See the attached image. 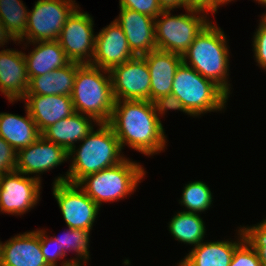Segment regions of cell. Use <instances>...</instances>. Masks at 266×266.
Segmentation results:
<instances>
[{"label":"cell","instance_id":"6da1fadb","mask_svg":"<svg viewBox=\"0 0 266 266\" xmlns=\"http://www.w3.org/2000/svg\"><path fill=\"white\" fill-rule=\"evenodd\" d=\"M122 149L125 145L145 155H155L167 143L163 125L149 100H118L108 122Z\"/></svg>","mask_w":266,"mask_h":266},{"label":"cell","instance_id":"7a4b0ae2","mask_svg":"<svg viewBox=\"0 0 266 266\" xmlns=\"http://www.w3.org/2000/svg\"><path fill=\"white\" fill-rule=\"evenodd\" d=\"M97 125L99 128L86 135L77 150L74 147L68 152V159L73 158L70 168L66 176H58L53 184H77L86 175L113 167L126 159L121 155L122 147L111 125L108 122Z\"/></svg>","mask_w":266,"mask_h":266},{"label":"cell","instance_id":"3957f363","mask_svg":"<svg viewBox=\"0 0 266 266\" xmlns=\"http://www.w3.org/2000/svg\"><path fill=\"white\" fill-rule=\"evenodd\" d=\"M226 35L209 22L182 55V62L230 94L229 49Z\"/></svg>","mask_w":266,"mask_h":266},{"label":"cell","instance_id":"277c9868","mask_svg":"<svg viewBox=\"0 0 266 266\" xmlns=\"http://www.w3.org/2000/svg\"><path fill=\"white\" fill-rule=\"evenodd\" d=\"M71 99L75 112L86 114L98 123L109 122L115 103L110 72L91 64L77 63Z\"/></svg>","mask_w":266,"mask_h":266},{"label":"cell","instance_id":"5b68a950","mask_svg":"<svg viewBox=\"0 0 266 266\" xmlns=\"http://www.w3.org/2000/svg\"><path fill=\"white\" fill-rule=\"evenodd\" d=\"M145 172L140 164L126 158L118 165L86 175L77 184L101 207L102 202L118 201L133 194Z\"/></svg>","mask_w":266,"mask_h":266},{"label":"cell","instance_id":"8992f818","mask_svg":"<svg viewBox=\"0 0 266 266\" xmlns=\"http://www.w3.org/2000/svg\"><path fill=\"white\" fill-rule=\"evenodd\" d=\"M171 93L193 117L206 112L222 111L229 97L213 81L183 62L176 70Z\"/></svg>","mask_w":266,"mask_h":266},{"label":"cell","instance_id":"52a82bcc","mask_svg":"<svg viewBox=\"0 0 266 266\" xmlns=\"http://www.w3.org/2000/svg\"><path fill=\"white\" fill-rule=\"evenodd\" d=\"M170 11L164 9L155 19L156 47L157 50L183 55L210 20L207 14L197 10L186 9L188 14L180 15H171Z\"/></svg>","mask_w":266,"mask_h":266},{"label":"cell","instance_id":"ba28073f","mask_svg":"<svg viewBox=\"0 0 266 266\" xmlns=\"http://www.w3.org/2000/svg\"><path fill=\"white\" fill-rule=\"evenodd\" d=\"M77 8L79 5L75 0H37L29 11L25 35L18 43L24 39L29 43L57 40L67 19Z\"/></svg>","mask_w":266,"mask_h":266},{"label":"cell","instance_id":"9c48e42d","mask_svg":"<svg viewBox=\"0 0 266 266\" xmlns=\"http://www.w3.org/2000/svg\"><path fill=\"white\" fill-rule=\"evenodd\" d=\"M78 9L67 19L57 41L71 62L91 64L96 37L94 21L88 13Z\"/></svg>","mask_w":266,"mask_h":266},{"label":"cell","instance_id":"30bf717a","mask_svg":"<svg viewBox=\"0 0 266 266\" xmlns=\"http://www.w3.org/2000/svg\"><path fill=\"white\" fill-rule=\"evenodd\" d=\"M52 190L67 227L91 231L100 207L78 184L55 183Z\"/></svg>","mask_w":266,"mask_h":266},{"label":"cell","instance_id":"8fae6325","mask_svg":"<svg viewBox=\"0 0 266 266\" xmlns=\"http://www.w3.org/2000/svg\"><path fill=\"white\" fill-rule=\"evenodd\" d=\"M41 180L13 171L0 176V212L23 215L39 201Z\"/></svg>","mask_w":266,"mask_h":266},{"label":"cell","instance_id":"7c38bea8","mask_svg":"<svg viewBox=\"0 0 266 266\" xmlns=\"http://www.w3.org/2000/svg\"><path fill=\"white\" fill-rule=\"evenodd\" d=\"M112 92L118 100H149L151 78L146 60L135 56L110 71Z\"/></svg>","mask_w":266,"mask_h":266},{"label":"cell","instance_id":"4fadbf2b","mask_svg":"<svg viewBox=\"0 0 266 266\" xmlns=\"http://www.w3.org/2000/svg\"><path fill=\"white\" fill-rule=\"evenodd\" d=\"M67 160L68 152L63 147L41 135L35 142L17 152L15 171L27 176L35 174L41 180V173L54 169Z\"/></svg>","mask_w":266,"mask_h":266},{"label":"cell","instance_id":"5bb4252c","mask_svg":"<svg viewBox=\"0 0 266 266\" xmlns=\"http://www.w3.org/2000/svg\"><path fill=\"white\" fill-rule=\"evenodd\" d=\"M134 57L121 26L115 20L96 34L91 65L110 71Z\"/></svg>","mask_w":266,"mask_h":266},{"label":"cell","instance_id":"9a60e30c","mask_svg":"<svg viewBox=\"0 0 266 266\" xmlns=\"http://www.w3.org/2000/svg\"><path fill=\"white\" fill-rule=\"evenodd\" d=\"M115 21L121 26L127 43L135 56H143L157 49L155 19L127 8H120Z\"/></svg>","mask_w":266,"mask_h":266},{"label":"cell","instance_id":"2e32d148","mask_svg":"<svg viewBox=\"0 0 266 266\" xmlns=\"http://www.w3.org/2000/svg\"><path fill=\"white\" fill-rule=\"evenodd\" d=\"M0 266H49L40 247L39 230L0 242Z\"/></svg>","mask_w":266,"mask_h":266},{"label":"cell","instance_id":"e0dca14e","mask_svg":"<svg viewBox=\"0 0 266 266\" xmlns=\"http://www.w3.org/2000/svg\"><path fill=\"white\" fill-rule=\"evenodd\" d=\"M29 86L24 53L17 50L0 51V92L9 102L22 100Z\"/></svg>","mask_w":266,"mask_h":266},{"label":"cell","instance_id":"ac0fdd59","mask_svg":"<svg viewBox=\"0 0 266 266\" xmlns=\"http://www.w3.org/2000/svg\"><path fill=\"white\" fill-rule=\"evenodd\" d=\"M22 100L40 133L75 112L71 96L67 95H25Z\"/></svg>","mask_w":266,"mask_h":266},{"label":"cell","instance_id":"d6986e66","mask_svg":"<svg viewBox=\"0 0 266 266\" xmlns=\"http://www.w3.org/2000/svg\"><path fill=\"white\" fill-rule=\"evenodd\" d=\"M142 57L146 60L151 78L150 101L171 94L176 70L182 63V55L156 49Z\"/></svg>","mask_w":266,"mask_h":266},{"label":"cell","instance_id":"ffe728a7","mask_svg":"<svg viewBox=\"0 0 266 266\" xmlns=\"http://www.w3.org/2000/svg\"><path fill=\"white\" fill-rule=\"evenodd\" d=\"M92 122L98 124L94 118L74 112L71 116L47 127L41 135L69 152L76 147L75 143L80 142L94 129Z\"/></svg>","mask_w":266,"mask_h":266},{"label":"cell","instance_id":"44dd1931","mask_svg":"<svg viewBox=\"0 0 266 266\" xmlns=\"http://www.w3.org/2000/svg\"><path fill=\"white\" fill-rule=\"evenodd\" d=\"M236 241L201 242L192 248L182 261L187 266H229L235 249L244 241L242 230H238Z\"/></svg>","mask_w":266,"mask_h":266},{"label":"cell","instance_id":"7402d4cb","mask_svg":"<svg viewBox=\"0 0 266 266\" xmlns=\"http://www.w3.org/2000/svg\"><path fill=\"white\" fill-rule=\"evenodd\" d=\"M32 44L36 45L34 50L28 55L24 53L29 80L63 68L71 62L57 40L38 41Z\"/></svg>","mask_w":266,"mask_h":266},{"label":"cell","instance_id":"603a6c76","mask_svg":"<svg viewBox=\"0 0 266 266\" xmlns=\"http://www.w3.org/2000/svg\"><path fill=\"white\" fill-rule=\"evenodd\" d=\"M26 108V117L0 113V136L17 152L35 142L41 133Z\"/></svg>","mask_w":266,"mask_h":266},{"label":"cell","instance_id":"cb8c5ba5","mask_svg":"<svg viewBox=\"0 0 266 266\" xmlns=\"http://www.w3.org/2000/svg\"><path fill=\"white\" fill-rule=\"evenodd\" d=\"M77 63L70 62L63 68L53 70L29 80L26 95H67L71 96Z\"/></svg>","mask_w":266,"mask_h":266},{"label":"cell","instance_id":"d4e9b609","mask_svg":"<svg viewBox=\"0 0 266 266\" xmlns=\"http://www.w3.org/2000/svg\"><path fill=\"white\" fill-rule=\"evenodd\" d=\"M169 222V231L179 242L198 246L206 235L204 221L198 213L178 212Z\"/></svg>","mask_w":266,"mask_h":266},{"label":"cell","instance_id":"484cf974","mask_svg":"<svg viewBox=\"0 0 266 266\" xmlns=\"http://www.w3.org/2000/svg\"><path fill=\"white\" fill-rule=\"evenodd\" d=\"M21 0H0V20L11 37L19 42L25 35L29 12Z\"/></svg>","mask_w":266,"mask_h":266},{"label":"cell","instance_id":"4316f807","mask_svg":"<svg viewBox=\"0 0 266 266\" xmlns=\"http://www.w3.org/2000/svg\"><path fill=\"white\" fill-rule=\"evenodd\" d=\"M90 231L82 229H72L69 227L68 231L61 237H54L66 254L68 251H75L77 258L71 260H65L62 262V266H75V265H86L90 259L89 256V239ZM82 260V261H80Z\"/></svg>","mask_w":266,"mask_h":266},{"label":"cell","instance_id":"83f0119b","mask_svg":"<svg viewBox=\"0 0 266 266\" xmlns=\"http://www.w3.org/2000/svg\"><path fill=\"white\" fill-rule=\"evenodd\" d=\"M182 197L179 200L190 213H201L211 207L212 193L210 188L202 181H192L183 188Z\"/></svg>","mask_w":266,"mask_h":266},{"label":"cell","instance_id":"f1b7e54d","mask_svg":"<svg viewBox=\"0 0 266 266\" xmlns=\"http://www.w3.org/2000/svg\"><path fill=\"white\" fill-rule=\"evenodd\" d=\"M244 241L258 253L261 266H266V219L257 225L241 228Z\"/></svg>","mask_w":266,"mask_h":266},{"label":"cell","instance_id":"f546056e","mask_svg":"<svg viewBox=\"0 0 266 266\" xmlns=\"http://www.w3.org/2000/svg\"><path fill=\"white\" fill-rule=\"evenodd\" d=\"M45 233H47L45 229L39 230L42 254L49 266H58L57 261L59 259L62 260L67 254L64 253L63 249H60V246L54 236L48 237Z\"/></svg>","mask_w":266,"mask_h":266},{"label":"cell","instance_id":"4dcf8cb0","mask_svg":"<svg viewBox=\"0 0 266 266\" xmlns=\"http://www.w3.org/2000/svg\"><path fill=\"white\" fill-rule=\"evenodd\" d=\"M229 266H261L258 253L246 241L234 251Z\"/></svg>","mask_w":266,"mask_h":266},{"label":"cell","instance_id":"1f68e13d","mask_svg":"<svg viewBox=\"0 0 266 266\" xmlns=\"http://www.w3.org/2000/svg\"><path fill=\"white\" fill-rule=\"evenodd\" d=\"M119 8H127L156 19L164 10L157 0H119Z\"/></svg>","mask_w":266,"mask_h":266},{"label":"cell","instance_id":"d6a6232c","mask_svg":"<svg viewBox=\"0 0 266 266\" xmlns=\"http://www.w3.org/2000/svg\"><path fill=\"white\" fill-rule=\"evenodd\" d=\"M252 45L256 62L263 70H266V24L262 20L253 35Z\"/></svg>","mask_w":266,"mask_h":266},{"label":"cell","instance_id":"836d02e7","mask_svg":"<svg viewBox=\"0 0 266 266\" xmlns=\"http://www.w3.org/2000/svg\"><path fill=\"white\" fill-rule=\"evenodd\" d=\"M17 151L0 136V176L15 171Z\"/></svg>","mask_w":266,"mask_h":266},{"label":"cell","instance_id":"e575fe53","mask_svg":"<svg viewBox=\"0 0 266 266\" xmlns=\"http://www.w3.org/2000/svg\"><path fill=\"white\" fill-rule=\"evenodd\" d=\"M155 112L158 114H164L168 110H179L187 115H190L181 101L174 94H167L160 96L152 101Z\"/></svg>","mask_w":266,"mask_h":266},{"label":"cell","instance_id":"d590c367","mask_svg":"<svg viewBox=\"0 0 266 266\" xmlns=\"http://www.w3.org/2000/svg\"><path fill=\"white\" fill-rule=\"evenodd\" d=\"M220 6L219 0H184V9H192L200 12L217 13Z\"/></svg>","mask_w":266,"mask_h":266},{"label":"cell","instance_id":"8d00e7d4","mask_svg":"<svg viewBox=\"0 0 266 266\" xmlns=\"http://www.w3.org/2000/svg\"><path fill=\"white\" fill-rule=\"evenodd\" d=\"M163 9L184 8V0H157Z\"/></svg>","mask_w":266,"mask_h":266},{"label":"cell","instance_id":"74e56055","mask_svg":"<svg viewBox=\"0 0 266 266\" xmlns=\"http://www.w3.org/2000/svg\"><path fill=\"white\" fill-rule=\"evenodd\" d=\"M15 41L11 35L7 32L6 28L4 27L3 23L0 20V46L5 45L8 40Z\"/></svg>","mask_w":266,"mask_h":266},{"label":"cell","instance_id":"f35d334b","mask_svg":"<svg viewBox=\"0 0 266 266\" xmlns=\"http://www.w3.org/2000/svg\"><path fill=\"white\" fill-rule=\"evenodd\" d=\"M231 1H233V0H219V3H220V5H223V4H226V3L228 4Z\"/></svg>","mask_w":266,"mask_h":266},{"label":"cell","instance_id":"ab89813d","mask_svg":"<svg viewBox=\"0 0 266 266\" xmlns=\"http://www.w3.org/2000/svg\"><path fill=\"white\" fill-rule=\"evenodd\" d=\"M255 1V0H254ZM258 1V3L262 4L263 6H266V0H256V2Z\"/></svg>","mask_w":266,"mask_h":266},{"label":"cell","instance_id":"60d3db41","mask_svg":"<svg viewBox=\"0 0 266 266\" xmlns=\"http://www.w3.org/2000/svg\"><path fill=\"white\" fill-rule=\"evenodd\" d=\"M261 20L266 24V13L262 15Z\"/></svg>","mask_w":266,"mask_h":266},{"label":"cell","instance_id":"b9f144b4","mask_svg":"<svg viewBox=\"0 0 266 266\" xmlns=\"http://www.w3.org/2000/svg\"><path fill=\"white\" fill-rule=\"evenodd\" d=\"M177 266H187V265L181 260Z\"/></svg>","mask_w":266,"mask_h":266}]
</instances>
